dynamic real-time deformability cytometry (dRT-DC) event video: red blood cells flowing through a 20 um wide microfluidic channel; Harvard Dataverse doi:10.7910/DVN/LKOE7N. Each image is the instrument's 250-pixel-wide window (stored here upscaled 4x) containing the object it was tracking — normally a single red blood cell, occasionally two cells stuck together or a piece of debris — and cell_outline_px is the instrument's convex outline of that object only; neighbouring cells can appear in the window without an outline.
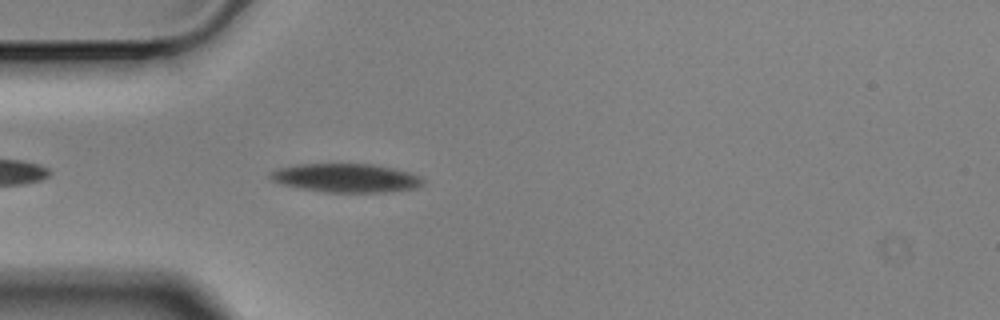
{"species": "Egyptian fruit bat (a non-hibernating species)", "species_latin": "Rousettus aegyptiacus", "temperature_condition": "cold", "stored_images_in_passage": 3, "camera_frame_rate_fps": 3000, "um_per_image_px": 0.085, "animal": {"sex": "male"}, "frame": {"image": 1, "passage_image": 3, "time_ms": 0.667, "image_size_px": [1000, 320], "cell_outline_px": [[424, 184], [416, 188], [388, 192], [324, 192], [300, 188], [280, 184], [272, 180], [268, 176], [268, 172], [276, 168], [296, 164], [372, 164], [392, 168], [408, 172], [420, 176], [424, 180]], "centroid_in_image_um": [29.37, 15.13], "position_along_channel_um": 55.6, "area_um2": 25.72}}